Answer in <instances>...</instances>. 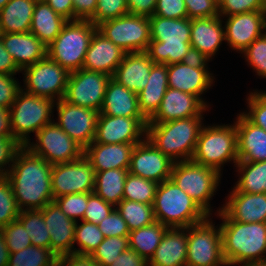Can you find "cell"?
Segmentation results:
<instances>
[{
    "label": "cell",
    "mask_w": 266,
    "mask_h": 266,
    "mask_svg": "<svg viewBox=\"0 0 266 266\" xmlns=\"http://www.w3.org/2000/svg\"><path fill=\"white\" fill-rule=\"evenodd\" d=\"M53 165L22 146L6 175L21 211L42 209L53 200Z\"/></svg>",
    "instance_id": "cell-1"
},
{
    "label": "cell",
    "mask_w": 266,
    "mask_h": 266,
    "mask_svg": "<svg viewBox=\"0 0 266 266\" xmlns=\"http://www.w3.org/2000/svg\"><path fill=\"white\" fill-rule=\"evenodd\" d=\"M222 252L227 266L266 262V223L233 221L222 209Z\"/></svg>",
    "instance_id": "cell-2"
},
{
    "label": "cell",
    "mask_w": 266,
    "mask_h": 266,
    "mask_svg": "<svg viewBox=\"0 0 266 266\" xmlns=\"http://www.w3.org/2000/svg\"><path fill=\"white\" fill-rule=\"evenodd\" d=\"M202 120L203 116H193L165 123H148L146 138L173 162L192 160L204 126Z\"/></svg>",
    "instance_id": "cell-3"
},
{
    "label": "cell",
    "mask_w": 266,
    "mask_h": 266,
    "mask_svg": "<svg viewBox=\"0 0 266 266\" xmlns=\"http://www.w3.org/2000/svg\"><path fill=\"white\" fill-rule=\"evenodd\" d=\"M151 41L146 53L153 63L174 64L183 60L191 47V19L149 17Z\"/></svg>",
    "instance_id": "cell-4"
},
{
    "label": "cell",
    "mask_w": 266,
    "mask_h": 266,
    "mask_svg": "<svg viewBox=\"0 0 266 266\" xmlns=\"http://www.w3.org/2000/svg\"><path fill=\"white\" fill-rule=\"evenodd\" d=\"M155 221L168 228L189 227L209 217L171 179L158 184L153 202Z\"/></svg>",
    "instance_id": "cell-5"
},
{
    "label": "cell",
    "mask_w": 266,
    "mask_h": 266,
    "mask_svg": "<svg viewBox=\"0 0 266 266\" xmlns=\"http://www.w3.org/2000/svg\"><path fill=\"white\" fill-rule=\"evenodd\" d=\"M96 30L97 26L90 20L68 21L55 40L47 46V55L69 73L82 69Z\"/></svg>",
    "instance_id": "cell-6"
},
{
    "label": "cell",
    "mask_w": 266,
    "mask_h": 266,
    "mask_svg": "<svg viewBox=\"0 0 266 266\" xmlns=\"http://www.w3.org/2000/svg\"><path fill=\"white\" fill-rule=\"evenodd\" d=\"M192 161L212 167L221 173V167L230 161L238 163L236 123L233 125L203 126Z\"/></svg>",
    "instance_id": "cell-7"
},
{
    "label": "cell",
    "mask_w": 266,
    "mask_h": 266,
    "mask_svg": "<svg viewBox=\"0 0 266 266\" xmlns=\"http://www.w3.org/2000/svg\"><path fill=\"white\" fill-rule=\"evenodd\" d=\"M54 105L53 100L29 94L22 88L9 108L13 138L22 146L30 142V133L36 134L54 120L51 118Z\"/></svg>",
    "instance_id": "cell-8"
},
{
    "label": "cell",
    "mask_w": 266,
    "mask_h": 266,
    "mask_svg": "<svg viewBox=\"0 0 266 266\" xmlns=\"http://www.w3.org/2000/svg\"><path fill=\"white\" fill-rule=\"evenodd\" d=\"M220 177L221 173L216 169L188 160L174 162L170 179L210 217V200L219 186Z\"/></svg>",
    "instance_id": "cell-9"
},
{
    "label": "cell",
    "mask_w": 266,
    "mask_h": 266,
    "mask_svg": "<svg viewBox=\"0 0 266 266\" xmlns=\"http://www.w3.org/2000/svg\"><path fill=\"white\" fill-rule=\"evenodd\" d=\"M208 218L188 227L186 266H227L220 226L215 227Z\"/></svg>",
    "instance_id": "cell-10"
},
{
    "label": "cell",
    "mask_w": 266,
    "mask_h": 266,
    "mask_svg": "<svg viewBox=\"0 0 266 266\" xmlns=\"http://www.w3.org/2000/svg\"><path fill=\"white\" fill-rule=\"evenodd\" d=\"M97 30L126 53L146 52L151 41L149 17L127 14L107 20Z\"/></svg>",
    "instance_id": "cell-11"
},
{
    "label": "cell",
    "mask_w": 266,
    "mask_h": 266,
    "mask_svg": "<svg viewBox=\"0 0 266 266\" xmlns=\"http://www.w3.org/2000/svg\"><path fill=\"white\" fill-rule=\"evenodd\" d=\"M22 71L25 92L54 102L64 98L70 73L48 55Z\"/></svg>",
    "instance_id": "cell-12"
},
{
    "label": "cell",
    "mask_w": 266,
    "mask_h": 266,
    "mask_svg": "<svg viewBox=\"0 0 266 266\" xmlns=\"http://www.w3.org/2000/svg\"><path fill=\"white\" fill-rule=\"evenodd\" d=\"M54 121L46 124L35 134L36 143L28 142L25 147L52 165L73 162L81 158L84 155V148Z\"/></svg>",
    "instance_id": "cell-13"
},
{
    "label": "cell",
    "mask_w": 266,
    "mask_h": 266,
    "mask_svg": "<svg viewBox=\"0 0 266 266\" xmlns=\"http://www.w3.org/2000/svg\"><path fill=\"white\" fill-rule=\"evenodd\" d=\"M111 76L102 72L80 69L70 72L64 100L100 112Z\"/></svg>",
    "instance_id": "cell-14"
},
{
    "label": "cell",
    "mask_w": 266,
    "mask_h": 266,
    "mask_svg": "<svg viewBox=\"0 0 266 266\" xmlns=\"http://www.w3.org/2000/svg\"><path fill=\"white\" fill-rule=\"evenodd\" d=\"M95 177L96 171L85 155L73 162L53 165L51 173L53 200L66 194L93 193Z\"/></svg>",
    "instance_id": "cell-15"
},
{
    "label": "cell",
    "mask_w": 266,
    "mask_h": 266,
    "mask_svg": "<svg viewBox=\"0 0 266 266\" xmlns=\"http://www.w3.org/2000/svg\"><path fill=\"white\" fill-rule=\"evenodd\" d=\"M146 118H128L99 114L92 143L138 144L146 138ZM144 136V137H142Z\"/></svg>",
    "instance_id": "cell-16"
},
{
    "label": "cell",
    "mask_w": 266,
    "mask_h": 266,
    "mask_svg": "<svg viewBox=\"0 0 266 266\" xmlns=\"http://www.w3.org/2000/svg\"><path fill=\"white\" fill-rule=\"evenodd\" d=\"M55 104L58 112V122L55 123L85 149L94 140L99 112L72 105L64 99Z\"/></svg>",
    "instance_id": "cell-17"
},
{
    "label": "cell",
    "mask_w": 266,
    "mask_h": 266,
    "mask_svg": "<svg viewBox=\"0 0 266 266\" xmlns=\"http://www.w3.org/2000/svg\"><path fill=\"white\" fill-rule=\"evenodd\" d=\"M174 162L159 151L147 138L135 145L128 171L158 184L170 179Z\"/></svg>",
    "instance_id": "cell-18"
},
{
    "label": "cell",
    "mask_w": 266,
    "mask_h": 266,
    "mask_svg": "<svg viewBox=\"0 0 266 266\" xmlns=\"http://www.w3.org/2000/svg\"><path fill=\"white\" fill-rule=\"evenodd\" d=\"M225 42L241 53L266 31L265 10L228 16L225 21Z\"/></svg>",
    "instance_id": "cell-19"
},
{
    "label": "cell",
    "mask_w": 266,
    "mask_h": 266,
    "mask_svg": "<svg viewBox=\"0 0 266 266\" xmlns=\"http://www.w3.org/2000/svg\"><path fill=\"white\" fill-rule=\"evenodd\" d=\"M50 235V250L59 258L74 253L76 221L69 218L55 201L42 208Z\"/></svg>",
    "instance_id": "cell-20"
},
{
    "label": "cell",
    "mask_w": 266,
    "mask_h": 266,
    "mask_svg": "<svg viewBox=\"0 0 266 266\" xmlns=\"http://www.w3.org/2000/svg\"><path fill=\"white\" fill-rule=\"evenodd\" d=\"M207 107L197 96L168 88L156 113L148 123H165L172 120L202 116Z\"/></svg>",
    "instance_id": "cell-21"
},
{
    "label": "cell",
    "mask_w": 266,
    "mask_h": 266,
    "mask_svg": "<svg viewBox=\"0 0 266 266\" xmlns=\"http://www.w3.org/2000/svg\"><path fill=\"white\" fill-rule=\"evenodd\" d=\"M125 55V51L96 30L91 38L82 68L102 72L112 77Z\"/></svg>",
    "instance_id": "cell-22"
},
{
    "label": "cell",
    "mask_w": 266,
    "mask_h": 266,
    "mask_svg": "<svg viewBox=\"0 0 266 266\" xmlns=\"http://www.w3.org/2000/svg\"><path fill=\"white\" fill-rule=\"evenodd\" d=\"M221 208L233 221L266 223V193H243L234 188Z\"/></svg>",
    "instance_id": "cell-23"
},
{
    "label": "cell",
    "mask_w": 266,
    "mask_h": 266,
    "mask_svg": "<svg viewBox=\"0 0 266 266\" xmlns=\"http://www.w3.org/2000/svg\"><path fill=\"white\" fill-rule=\"evenodd\" d=\"M168 86L197 96L207 107L201 94L210 89L214 77L207 68H193L182 62L167 65Z\"/></svg>",
    "instance_id": "cell-24"
},
{
    "label": "cell",
    "mask_w": 266,
    "mask_h": 266,
    "mask_svg": "<svg viewBox=\"0 0 266 266\" xmlns=\"http://www.w3.org/2000/svg\"><path fill=\"white\" fill-rule=\"evenodd\" d=\"M0 37L4 47L21 71L47 56V46L30 31L0 33Z\"/></svg>",
    "instance_id": "cell-25"
},
{
    "label": "cell",
    "mask_w": 266,
    "mask_h": 266,
    "mask_svg": "<svg viewBox=\"0 0 266 266\" xmlns=\"http://www.w3.org/2000/svg\"><path fill=\"white\" fill-rule=\"evenodd\" d=\"M236 117L238 162L266 161V131L242 113Z\"/></svg>",
    "instance_id": "cell-26"
},
{
    "label": "cell",
    "mask_w": 266,
    "mask_h": 266,
    "mask_svg": "<svg viewBox=\"0 0 266 266\" xmlns=\"http://www.w3.org/2000/svg\"><path fill=\"white\" fill-rule=\"evenodd\" d=\"M188 227L167 228L148 266H186Z\"/></svg>",
    "instance_id": "cell-27"
},
{
    "label": "cell",
    "mask_w": 266,
    "mask_h": 266,
    "mask_svg": "<svg viewBox=\"0 0 266 266\" xmlns=\"http://www.w3.org/2000/svg\"><path fill=\"white\" fill-rule=\"evenodd\" d=\"M153 64L146 52L126 53L112 78L138 94L148 83Z\"/></svg>",
    "instance_id": "cell-28"
},
{
    "label": "cell",
    "mask_w": 266,
    "mask_h": 266,
    "mask_svg": "<svg viewBox=\"0 0 266 266\" xmlns=\"http://www.w3.org/2000/svg\"><path fill=\"white\" fill-rule=\"evenodd\" d=\"M135 145L91 143L84 149V155L96 172L110 169H129L131 154Z\"/></svg>",
    "instance_id": "cell-29"
},
{
    "label": "cell",
    "mask_w": 266,
    "mask_h": 266,
    "mask_svg": "<svg viewBox=\"0 0 266 266\" xmlns=\"http://www.w3.org/2000/svg\"><path fill=\"white\" fill-rule=\"evenodd\" d=\"M220 16L191 19L190 44L209 59L225 40V27Z\"/></svg>",
    "instance_id": "cell-30"
},
{
    "label": "cell",
    "mask_w": 266,
    "mask_h": 266,
    "mask_svg": "<svg viewBox=\"0 0 266 266\" xmlns=\"http://www.w3.org/2000/svg\"><path fill=\"white\" fill-rule=\"evenodd\" d=\"M99 114L128 118H145L139 109L138 94L130 91L112 77L108 82Z\"/></svg>",
    "instance_id": "cell-31"
},
{
    "label": "cell",
    "mask_w": 266,
    "mask_h": 266,
    "mask_svg": "<svg viewBox=\"0 0 266 266\" xmlns=\"http://www.w3.org/2000/svg\"><path fill=\"white\" fill-rule=\"evenodd\" d=\"M168 86L167 65L154 63L145 88L138 93L139 109L149 120L158 110Z\"/></svg>",
    "instance_id": "cell-32"
},
{
    "label": "cell",
    "mask_w": 266,
    "mask_h": 266,
    "mask_svg": "<svg viewBox=\"0 0 266 266\" xmlns=\"http://www.w3.org/2000/svg\"><path fill=\"white\" fill-rule=\"evenodd\" d=\"M67 22L68 20L57 14L45 0H37L30 32L48 46L60 34Z\"/></svg>",
    "instance_id": "cell-33"
},
{
    "label": "cell",
    "mask_w": 266,
    "mask_h": 266,
    "mask_svg": "<svg viewBox=\"0 0 266 266\" xmlns=\"http://www.w3.org/2000/svg\"><path fill=\"white\" fill-rule=\"evenodd\" d=\"M37 0H10L0 10V33L29 32Z\"/></svg>",
    "instance_id": "cell-34"
},
{
    "label": "cell",
    "mask_w": 266,
    "mask_h": 266,
    "mask_svg": "<svg viewBox=\"0 0 266 266\" xmlns=\"http://www.w3.org/2000/svg\"><path fill=\"white\" fill-rule=\"evenodd\" d=\"M128 169H110L96 172L94 193L116 207L123 199Z\"/></svg>",
    "instance_id": "cell-35"
},
{
    "label": "cell",
    "mask_w": 266,
    "mask_h": 266,
    "mask_svg": "<svg viewBox=\"0 0 266 266\" xmlns=\"http://www.w3.org/2000/svg\"><path fill=\"white\" fill-rule=\"evenodd\" d=\"M167 226L158 221L129 232V248L140 254L147 261L154 255L155 250L167 230Z\"/></svg>",
    "instance_id": "cell-36"
},
{
    "label": "cell",
    "mask_w": 266,
    "mask_h": 266,
    "mask_svg": "<svg viewBox=\"0 0 266 266\" xmlns=\"http://www.w3.org/2000/svg\"><path fill=\"white\" fill-rule=\"evenodd\" d=\"M235 167L240 173L239 180L233 187L237 192L266 193V161L238 162Z\"/></svg>",
    "instance_id": "cell-37"
},
{
    "label": "cell",
    "mask_w": 266,
    "mask_h": 266,
    "mask_svg": "<svg viewBox=\"0 0 266 266\" xmlns=\"http://www.w3.org/2000/svg\"><path fill=\"white\" fill-rule=\"evenodd\" d=\"M115 208L126 221L130 231L143 228L155 221L153 204H144L122 199Z\"/></svg>",
    "instance_id": "cell-38"
},
{
    "label": "cell",
    "mask_w": 266,
    "mask_h": 266,
    "mask_svg": "<svg viewBox=\"0 0 266 266\" xmlns=\"http://www.w3.org/2000/svg\"><path fill=\"white\" fill-rule=\"evenodd\" d=\"M17 219L26 229L32 245L50 249V235L43 218L42 209H24L20 212Z\"/></svg>",
    "instance_id": "cell-39"
},
{
    "label": "cell",
    "mask_w": 266,
    "mask_h": 266,
    "mask_svg": "<svg viewBox=\"0 0 266 266\" xmlns=\"http://www.w3.org/2000/svg\"><path fill=\"white\" fill-rule=\"evenodd\" d=\"M8 266H58V257L50 249L31 245L10 253Z\"/></svg>",
    "instance_id": "cell-40"
},
{
    "label": "cell",
    "mask_w": 266,
    "mask_h": 266,
    "mask_svg": "<svg viewBox=\"0 0 266 266\" xmlns=\"http://www.w3.org/2000/svg\"><path fill=\"white\" fill-rule=\"evenodd\" d=\"M158 183L149 179L131 174L126 176L123 199L153 204Z\"/></svg>",
    "instance_id": "cell-41"
},
{
    "label": "cell",
    "mask_w": 266,
    "mask_h": 266,
    "mask_svg": "<svg viewBox=\"0 0 266 266\" xmlns=\"http://www.w3.org/2000/svg\"><path fill=\"white\" fill-rule=\"evenodd\" d=\"M104 238L98 225L83 220L78 224L76 221L74 243H77L80 248H74V253L91 255Z\"/></svg>",
    "instance_id": "cell-42"
},
{
    "label": "cell",
    "mask_w": 266,
    "mask_h": 266,
    "mask_svg": "<svg viewBox=\"0 0 266 266\" xmlns=\"http://www.w3.org/2000/svg\"><path fill=\"white\" fill-rule=\"evenodd\" d=\"M128 248V236L105 237L99 246L92 252L91 257L101 266H109Z\"/></svg>",
    "instance_id": "cell-43"
},
{
    "label": "cell",
    "mask_w": 266,
    "mask_h": 266,
    "mask_svg": "<svg viewBox=\"0 0 266 266\" xmlns=\"http://www.w3.org/2000/svg\"><path fill=\"white\" fill-rule=\"evenodd\" d=\"M21 210L6 176H0V228L17 219Z\"/></svg>",
    "instance_id": "cell-44"
},
{
    "label": "cell",
    "mask_w": 266,
    "mask_h": 266,
    "mask_svg": "<svg viewBox=\"0 0 266 266\" xmlns=\"http://www.w3.org/2000/svg\"><path fill=\"white\" fill-rule=\"evenodd\" d=\"M0 230L5 238L9 253L21 251L32 245L30 236L18 219L0 228Z\"/></svg>",
    "instance_id": "cell-45"
},
{
    "label": "cell",
    "mask_w": 266,
    "mask_h": 266,
    "mask_svg": "<svg viewBox=\"0 0 266 266\" xmlns=\"http://www.w3.org/2000/svg\"><path fill=\"white\" fill-rule=\"evenodd\" d=\"M242 54L257 75L266 78V32L255 39Z\"/></svg>",
    "instance_id": "cell-46"
},
{
    "label": "cell",
    "mask_w": 266,
    "mask_h": 266,
    "mask_svg": "<svg viewBox=\"0 0 266 266\" xmlns=\"http://www.w3.org/2000/svg\"><path fill=\"white\" fill-rule=\"evenodd\" d=\"M127 0H97L94 16L90 21L98 26L100 23L127 15Z\"/></svg>",
    "instance_id": "cell-47"
},
{
    "label": "cell",
    "mask_w": 266,
    "mask_h": 266,
    "mask_svg": "<svg viewBox=\"0 0 266 266\" xmlns=\"http://www.w3.org/2000/svg\"><path fill=\"white\" fill-rule=\"evenodd\" d=\"M54 201L69 218L77 221L83 219L87 207L88 193L66 194L55 198Z\"/></svg>",
    "instance_id": "cell-48"
},
{
    "label": "cell",
    "mask_w": 266,
    "mask_h": 266,
    "mask_svg": "<svg viewBox=\"0 0 266 266\" xmlns=\"http://www.w3.org/2000/svg\"><path fill=\"white\" fill-rule=\"evenodd\" d=\"M248 113L242 114L254 125L266 131V91L251 92L248 96Z\"/></svg>",
    "instance_id": "cell-49"
},
{
    "label": "cell",
    "mask_w": 266,
    "mask_h": 266,
    "mask_svg": "<svg viewBox=\"0 0 266 266\" xmlns=\"http://www.w3.org/2000/svg\"><path fill=\"white\" fill-rule=\"evenodd\" d=\"M113 209L112 204L107 203L94 192L88 193L87 207L82 220L98 225Z\"/></svg>",
    "instance_id": "cell-50"
},
{
    "label": "cell",
    "mask_w": 266,
    "mask_h": 266,
    "mask_svg": "<svg viewBox=\"0 0 266 266\" xmlns=\"http://www.w3.org/2000/svg\"><path fill=\"white\" fill-rule=\"evenodd\" d=\"M219 16L228 17L235 14L265 10L261 0H218Z\"/></svg>",
    "instance_id": "cell-51"
},
{
    "label": "cell",
    "mask_w": 266,
    "mask_h": 266,
    "mask_svg": "<svg viewBox=\"0 0 266 266\" xmlns=\"http://www.w3.org/2000/svg\"><path fill=\"white\" fill-rule=\"evenodd\" d=\"M98 227L104 237H124L129 236L130 232L126 221L116 208L98 224Z\"/></svg>",
    "instance_id": "cell-52"
},
{
    "label": "cell",
    "mask_w": 266,
    "mask_h": 266,
    "mask_svg": "<svg viewBox=\"0 0 266 266\" xmlns=\"http://www.w3.org/2000/svg\"><path fill=\"white\" fill-rule=\"evenodd\" d=\"M189 19L219 16L218 0H184Z\"/></svg>",
    "instance_id": "cell-53"
},
{
    "label": "cell",
    "mask_w": 266,
    "mask_h": 266,
    "mask_svg": "<svg viewBox=\"0 0 266 266\" xmlns=\"http://www.w3.org/2000/svg\"><path fill=\"white\" fill-rule=\"evenodd\" d=\"M153 15L170 19L188 18L184 0H157Z\"/></svg>",
    "instance_id": "cell-54"
},
{
    "label": "cell",
    "mask_w": 266,
    "mask_h": 266,
    "mask_svg": "<svg viewBox=\"0 0 266 266\" xmlns=\"http://www.w3.org/2000/svg\"><path fill=\"white\" fill-rule=\"evenodd\" d=\"M21 147L22 145L15 138L0 136V176H6L8 174L16 152ZM7 164L9 165L8 167H6Z\"/></svg>",
    "instance_id": "cell-55"
},
{
    "label": "cell",
    "mask_w": 266,
    "mask_h": 266,
    "mask_svg": "<svg viewBox=\"0 0 266 266\" xmlns=\"http://www.w3.org/2000/svg\"><path fill=\"white\" fill-rule=\"evenodd\" d=\"M14 75L0 73V106L9 109L22 89Z\"/></svg>",
    "instance_id": "cell-56"
},
{
    "label": "cell",
    "mask_w": 266,
    "mask_h": 266,
    "mask_svg": "<svg viewBox=\"0 0 266 266\" xmlns=\"http://www.w3.org/2000/svg\"><path fill=\"white\" fill-rule=\"evenodd\" d=\"M157 0H127L128 13L151 17L154 14Z\"/></svg>",
    "instance_id": "cell-57"
},
{
    "label": "cell",
    "mask_w": 266,
    "mask_h": 266,
    "mask_svg": "<svg viewBox=\"0 0 266 266\" xmlns=\"http://www.w3.org/2000/svg\"><path fill=\"white\" fill-rule=\"evenodd\" d=\"M97 7V0H73L74 21L90 20Z\"/></svg>",
    "instance_id": "cell-58"
},
{
    "label": "cell",
    "mask_w": 266,
    "mask_h": 266,
    "mask_svg": "<svg viewBox=\"0 0 266 266\" xmlns=\"http://www.w3.org/2000/svg\"><path fill=\"white\" fill-rule=\"evenodd\" d=\"M58 266H101L91 255L71 253L58 258Z\"/></svg>",
    "instance_id": "cell-59"
},
{
    "label": "cell",
    "mask_w": 266,
    "mask_h": 266,
    "mask_svg": "<svg viewBox=\"0 0 266 266\" xmlns=\"http://www.w3.org/2000/svg\"><path fill=\"white\" fill-rule=\"evenodd\" d=\"M109 266H148V261L134 250L128 248Z\"/></svg>",
    "instance_id": "cell-60"
},
{
    "label": "cell",
    "mask_w": 266,
    "mask_h": 266,
    "mask_svg": "<svg viewBox=\"0 0 266 266\" xmlns=\"http://www.w3.org/2000/svg\"><path fill=\"white\" fill-rule=\"evenodd\" d=\"M209 60L211 59L191 46L181 62L193 68H208Z\"/></svg>",
    "instance_id": "cell-61"
},
{
    "label": "cell",
    "mask_w": 266,
    "mask_h": 266,
    "mask_svg": "<svg viewBox=\"0 0 266 266\" xmlns=\"http://www.w3.org/2000/svg\"><path fill=\"white\" fill-rule=\"evenodd\" d=\"M21 70L16 66L12 56L4 47L2 39L0 37V73L16 75Z\"/></svg>",
    "instance_id": "cell-62"
},
{
    "label": "cell",
    "mask_w": 266,
    "mask_h": 266,
    "mask_svg": "<svg viewBox=\"0 0 266 266\" xmlns=\"http://www.w3.org/2000/svg\"><path fill=\"white\" fill-rule=\"evenodd\" d=\"M45 2L59 15L68 21H74L73 0H45Z\"/></svg>",
    "instance_id": "cell-63"
},
{
    "label": "cell",
    "mask_w": 266,
    "mask_h": 266,
    "mask_svg": "<svg viewBox=\"0 0 266 266\" xmlns=\"http://www.w3.org/2000/svg\"><path fill=\"white\" fill-rule=\"evenodd\" d=\"M0 136L13 137L9 109L0 106Z\"/></svg>",
    "instance_id": "cell-64"
},
{
    "label": "cell",
    "mask_w": 266,
    "mask_h": 266,
    "mask_svg": "<svg viewBox=\"0 0 266 266\" xmlns=\"http://www.w3.org/2000/svg\"><path fill=\"white\" fill-rule=\"evenodd\" d=\"M10 253L0 230V266H8Z\"/></svg>",
    "instance_id": "cell-65"
},
{
    "label": "cell",
    "mask_w": 266,
    "mask_h": 266,
    "mask_svg": "<svg viewBox=\"0 0 266 266\" xmlns=\"http://www.w3.org/2000/svg\"><path fill=\"white\" fill-rule=\"evenodd\" d=\"M243 266H266V262H261V263H247V264H243Z\"/></svg>",
    "instance_id": "cell-66"
},
{
    "label": "cell",
    "mask_w": 266,
    "mask_h": 266,
    "mask_svg": "<svg viewBox=\"0 0 266 266\" xmlns=\"http://www.w3.org/2000/svg\"><path fill=\"white\" fill-rule=\"evenodd\" d=\"M10 0H0V10L9 2Z\"/></svg>",
    "instance_id": "cell-67"
},
{
    "label": "cell",
    "mask_w": 266,
    "mask_h": 266,
    "mask_svg": "<svg viewBox=\"0 0 266 266\" xmlns=\"http://www.w3.org/2000/svg\"><path fill=\"white\" fill-rule=\"evenodd\" d=\"M261 3H262V7H263L264 9H266V0H261Z\"/></svg>",
    "instance_id": "cell-68"
}]
</instances>
